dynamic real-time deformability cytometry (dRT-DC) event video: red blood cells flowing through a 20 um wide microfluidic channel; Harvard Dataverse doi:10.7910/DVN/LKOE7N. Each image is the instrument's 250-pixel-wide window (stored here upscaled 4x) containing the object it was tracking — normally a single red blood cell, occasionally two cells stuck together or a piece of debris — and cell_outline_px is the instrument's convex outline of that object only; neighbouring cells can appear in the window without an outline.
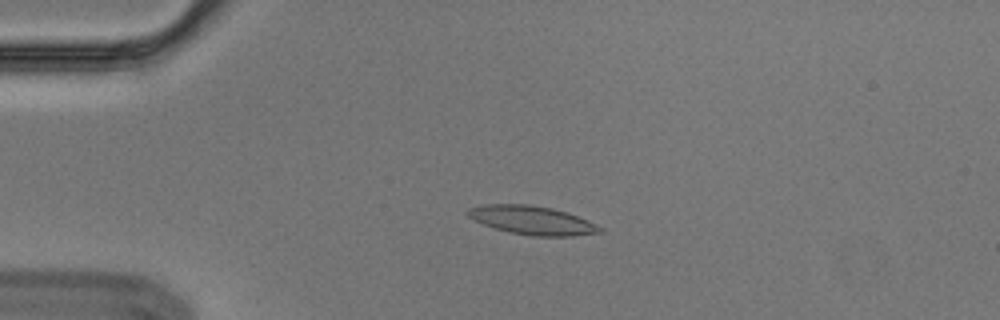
{"species": "Egyptian fruit bat (a non-hibernating species)", "species_latin": "Rousettus aegyptiacus", "temperature_condition": "cold", "stored_images_in_passage": 6, "camera_frame_rate_fps": 3000, "um_per_image_px": 0.085, "animal": {"sex": "male"}, "frame": {"image": 1, "passage_image": 3, "time_ms": 0.667, "image_size_px": [1000, 320], "cell_outline_px": [[604, 232], [572, 236], [532, 236], [508, 232], [472, 220], [464, 212], [468, 208], [488, 204], [528, 204], [552, 208], [568, 212], [588, 220], [604, 228]], "centroid_in_image_um": [45.25, 18.72], "position_along_channel_um": 39.8, "area_um2": 22.25}}